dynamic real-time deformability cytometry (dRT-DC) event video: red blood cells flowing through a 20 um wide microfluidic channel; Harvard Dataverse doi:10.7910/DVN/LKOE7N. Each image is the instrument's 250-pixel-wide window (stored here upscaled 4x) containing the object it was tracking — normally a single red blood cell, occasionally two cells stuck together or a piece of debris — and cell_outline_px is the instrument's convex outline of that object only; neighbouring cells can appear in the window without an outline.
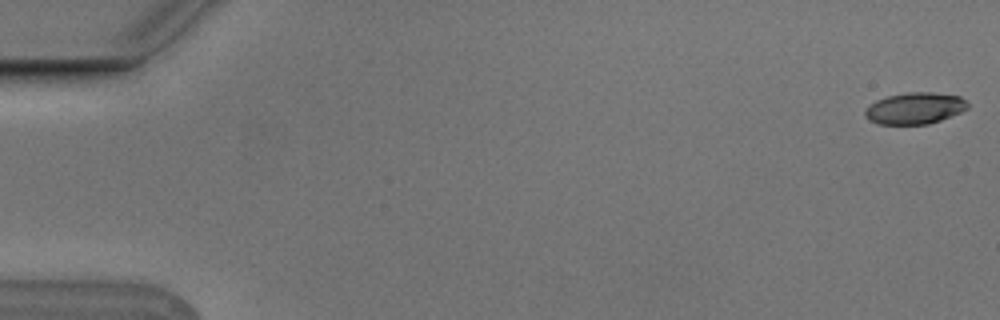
{"species": "Egyptian fruit bat (a non-hibernating species)", "species_latin": "Rousettus aegyptiacus", "temperature_condition": "cold", "stored_images_in_passage": 10, "camera_frame_rate_fps": 3000, "um_per_image_px": 0.085, "animal": {"sex": "male"}, "frame": {"image": 1, "passage_image": 1, "time_ms": 0.0, "image_size_px": [1000, 320], "cell_outline_px": [[968, 108], [960, 112], [940, 120], [928, 124], [880, 124], [868, 120], [864, 116], [864, 112], [876, 100], [888, 96], [908, 92], [932, 92], [960, 96], [968, 104]], "centroid_in_image_um": [77.76, 9.2], "position_along_channel_um": 7.2, "area_um2": 18.67}}
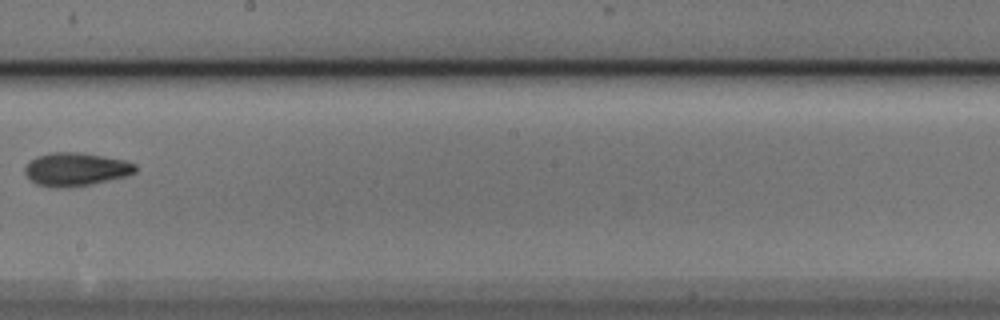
{"frame": {"image": 2, "passage_image": 9, "time_ms": 2.667, "image_size_px": [1000, 320], "cell_outline_px": [[136, 172], [124, 176], [92, 184], [64, 188], [56, 188], [36, 184], [24, 172], [24, 168], [36, 156], [52, 152], [80, 152], [104, 156], [124, 160], [136, 164]], "centroid_in_image_um": [6.44, 14.38], "position_along_channel_um": 241.8, "area_um2": 21.33}}
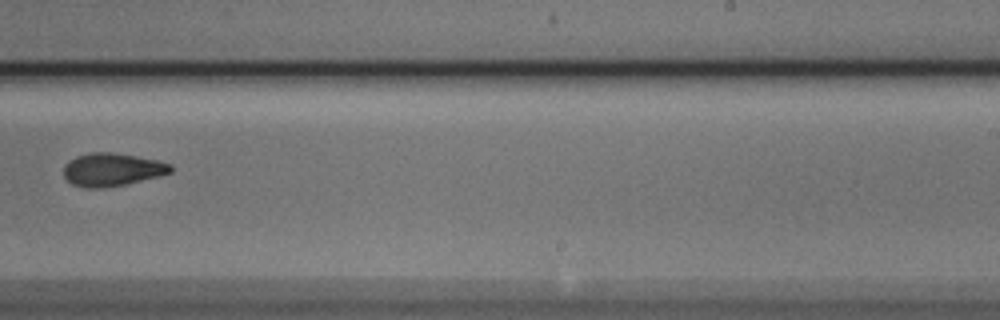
{"frame": {"image": 3, "passage_image": 10, "time_ms": 3.0, "image_size_px": [1000, 320], "cell_outline_px": [[172, 172], [160, 176], [124, 184], [100, 188], [84, 188], [72, 184], [64, 176], [64, 164], [68, 160], [76, 156], [92, 152], [112, 152], [136, 156], [156, 160], [172, 164]], "centroid_in_image_um": [9.51, 14.41], "position_along_channel_um": 279.5, "area_um2": 20.58}}